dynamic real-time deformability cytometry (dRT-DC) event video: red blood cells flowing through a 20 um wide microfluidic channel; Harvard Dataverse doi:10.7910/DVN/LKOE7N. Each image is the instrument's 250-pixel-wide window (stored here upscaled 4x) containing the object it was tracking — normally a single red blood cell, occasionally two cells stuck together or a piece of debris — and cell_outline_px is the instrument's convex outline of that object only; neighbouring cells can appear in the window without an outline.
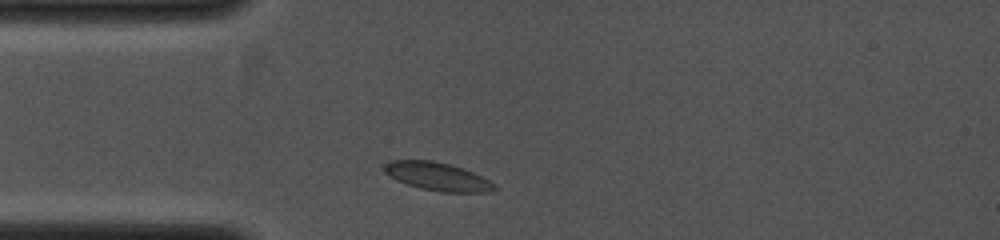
{"species": "common noctule bat (a hibernating species)", "species_latin": "Nyctalus noctula", "temperature_condition": "cold", "stored_images_in_passage": 12, "camera_frame_rate_fps": 4000, "um_per_image_px": 0.085, "animal": {"sex": "female", "body_mass_g": 19.0, "forearm_length_mm": 53.3}, "frame": {"image": 1, "passage_image": 2, "time_ms": 0.5, "image_size_px": [1000, 240], "cell_outline_px": [[500, 188], [488, 192], [440, 192], [420, 188], [396, 180], [384, 172], [384, 164], [392, 160], [432, 160], [448, 164], [472, 172], [488, 180]], "centroid_in_image_um": [37.17, 15.01], "position_along_channel_um": 47.8, "area_um2": 17.92}}
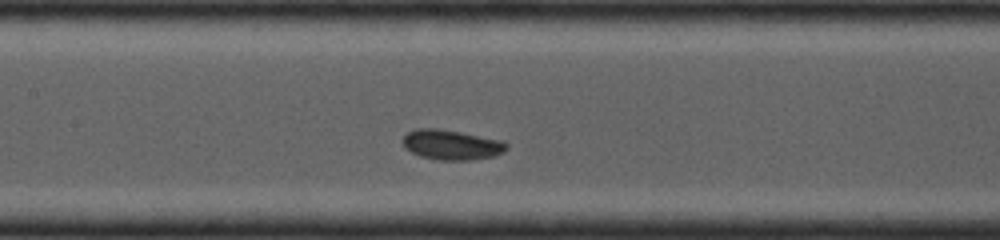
{"frame": {"image": 2, "passage_image": 8, "time_ms": 3.0, "image_size_px": [1000, 240], "cell_outline_px": [[508, 148], [504, 152], [492, 156], [468, 160], [440, 160], [420, 156], [404, 148], [400, 140], [408, 132], [416, 128], [436, 128], [460, 132], [504, 140], [508, 144]], "centroid_in_image_um": [38.36, 12.3], "position_along_channel_um": 169.0, "area_um2": 18.26}}
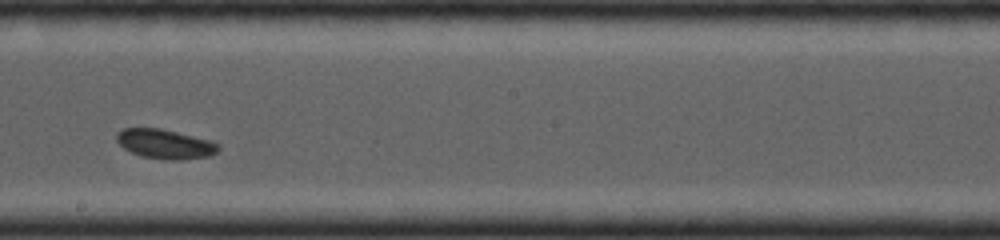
{"frame": {"image": 3, "passage_image": 11, "time_ms": 4.25, "image_size_px": [1000, 240], "cell_outline_px": [[220, 148], [216, 152], [208, 156], [180, 160], [168, 160], [140, 156], [124, 148], [116, 140], [116, 132], [124, 128], [160, 128], [212, 140], [220, 144]], "centroid_in_image_um": [14.04, 12.23], "position_along_channel_um": 234.2, "area_um2": 17.57}}